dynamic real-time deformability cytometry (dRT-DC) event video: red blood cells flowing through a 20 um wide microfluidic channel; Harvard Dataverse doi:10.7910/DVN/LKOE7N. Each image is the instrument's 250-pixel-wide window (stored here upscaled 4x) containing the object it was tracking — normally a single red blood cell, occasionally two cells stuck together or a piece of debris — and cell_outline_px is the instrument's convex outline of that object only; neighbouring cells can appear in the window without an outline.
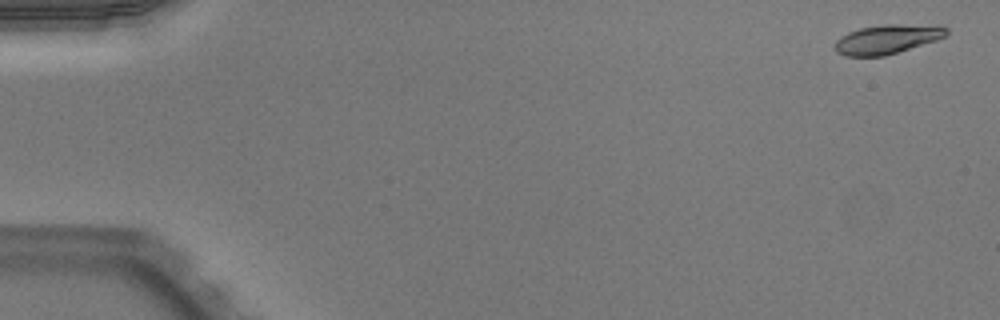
{"species": "Egyptian fruit bat (a non-hibernating species)", "species_latin": "Rousettus aegyptiacus", "temperature_condition": "warm", "stored_images_in_passage": 51, "camera_frame_rate_fps": 3000, "um_per_image_px": 0.085, "animal": {"sex": "male"}, "frame": {"image": 1, "passage_image": 2, "time_ms": 0.333, "image_size_px": [1000, 320], "cell_outline_px": [[948, 32], [944, 36], [936, 40], [884, 56], [848, 56], [836, 52], [836, 40], [840, 36], [848, 32], [860, 28], [880, 24], [900, 24], [948, 28]], "centroid_in_image_um": [75.33, 3.34], "position_along_channel_um": 9.7, "area_um2": 18.55}}
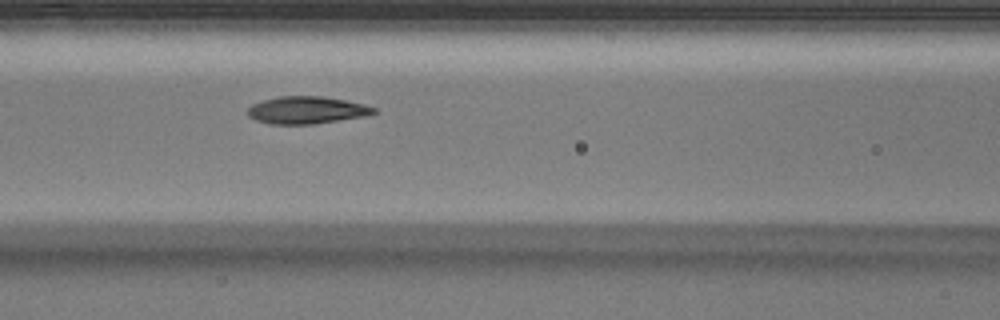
{"frame": {"image": 2, "passage_image": 23, "time_ms": 7.333, "image_size_px": [1000, 320], "cell_outline_px": [[376, 112], [364, 116], [312, 124], [272, 124], [256, 120], [248, 116], [248, 108], [252, 104], [264, 100], [280, 96], [324, 96], [364, 104], [376, 108]], "centroid_in_image_um": [26.05, 9.35], "position_along_channel_um": 140.5, "area_um2": 19.88}}
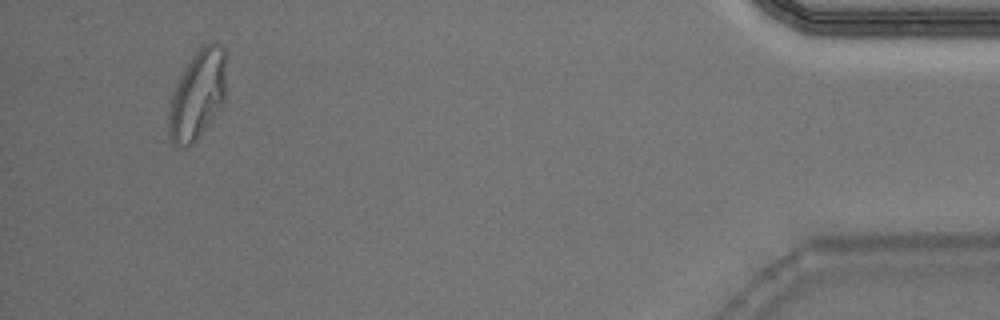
{"frame": {"image": 3, "passage_image": 49, "time_ms": 16.0, "image_size_px": [1000, 320], "cell_outline_px": [[224, 104], [200, 136], [192, 144], [184, 148], [172, 144], [168, 132], [168, 112], [172, 92], [180, 76], [192, 56], [204, 44], [216, 44], [224, 48]], "centroid_in_image_um": [16.75, 8.14], "position_along_channel_um": 418.5, "area_um2": 29.65}, "authors_computed_cell_mechanics": {"area_um2": 19.8832, "velocity_mm_per_s": 3.9839, "shape_relaxation_time_tau1_ms": 4.8732, "shape_relaxation_time_tau2_ms": 1.5489, "deformation_change_tau1": 0.1952, "deformation_change_tau2": 0.0713}}